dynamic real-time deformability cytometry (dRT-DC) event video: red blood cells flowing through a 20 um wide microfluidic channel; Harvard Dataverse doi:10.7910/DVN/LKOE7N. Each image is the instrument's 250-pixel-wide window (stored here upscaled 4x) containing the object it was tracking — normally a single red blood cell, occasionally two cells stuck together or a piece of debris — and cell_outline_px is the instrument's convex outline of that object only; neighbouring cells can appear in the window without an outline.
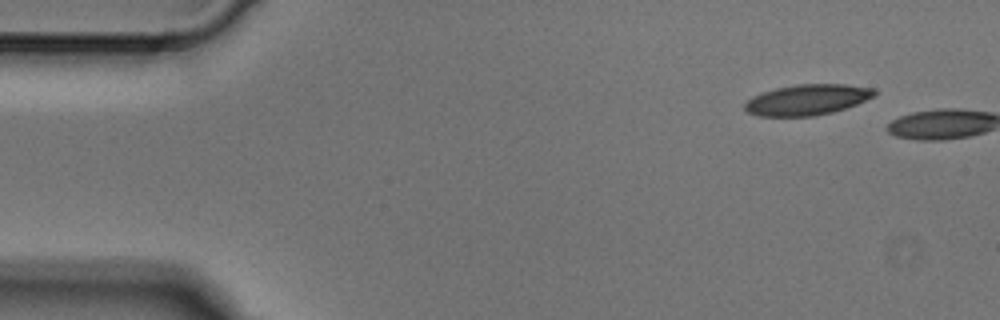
{"species": "Egyptian fruit bat (a non-hibernating species)", "species_latin": "Rousettus aegyptiacus", "temperature_condition": "cold", "stored_images_in_passage": 4, "camera_frame_rate_fps": 3000, "um_per_image_px": 0.085, "animal": {"sex": "male"}, "frame": {"image": 1, "passage_image": 1, "time_ms": 0.0, "image_size_px": [1000, 320], "cell_outline_px": [[876, 92], [872, 96], [856, 104], [832, 112], [812, 116], [760, 116], [748, 112], [744, 108], [744, 104], [752, 96], [776, 88], [796, 84], [844, 84], [876, 88]], "centroid_in_image_um": [68.6, 8.47], "position_along_channel_um": 16.4, "area_um2": 22.95}}